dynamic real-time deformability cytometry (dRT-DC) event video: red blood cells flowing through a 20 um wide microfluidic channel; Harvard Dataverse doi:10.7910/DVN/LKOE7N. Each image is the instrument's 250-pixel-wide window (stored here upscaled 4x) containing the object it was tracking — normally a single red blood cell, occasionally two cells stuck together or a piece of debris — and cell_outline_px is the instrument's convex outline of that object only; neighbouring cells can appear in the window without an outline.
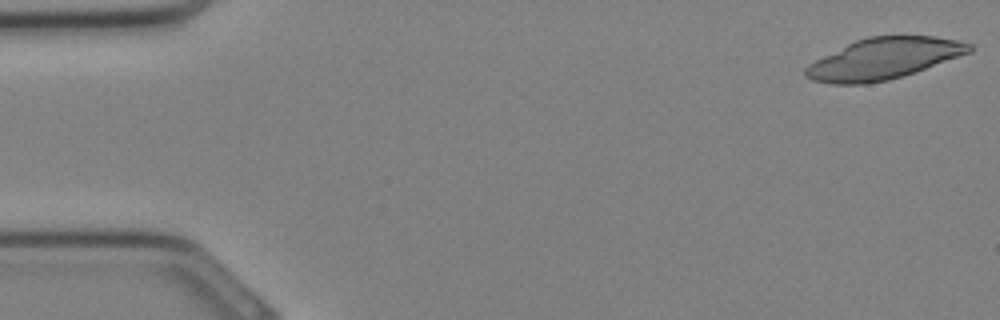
{"species": "Egyptian fruit bat (a non-hibernating species)", "species_latin": "Rousettus aegyptiacus", "temperature_condition": "cold", "stored_images_in_passage": 10, "camera_frame_rate_fps": 3000, "um_per_image_px": 0.085, "animal": {"sex": "female"}, "frame": {"image": 1, "passage_image": 1, "time_ms": 0.0, "image_size_px": [1000, 320], "cell_outline_px": [[972, 52], [916, 72], [888, 80], [868, 84], [832, 84], [812, 80], [804, 76], [804, 68], [808, 64], [856, 40], [868, 36], [932, 36], [956, 40], [972, 44]], "centroid_in_image_um": [75.12, 5.0], "position_along_channel_um": 9.9, "area_um2": 39.19}}